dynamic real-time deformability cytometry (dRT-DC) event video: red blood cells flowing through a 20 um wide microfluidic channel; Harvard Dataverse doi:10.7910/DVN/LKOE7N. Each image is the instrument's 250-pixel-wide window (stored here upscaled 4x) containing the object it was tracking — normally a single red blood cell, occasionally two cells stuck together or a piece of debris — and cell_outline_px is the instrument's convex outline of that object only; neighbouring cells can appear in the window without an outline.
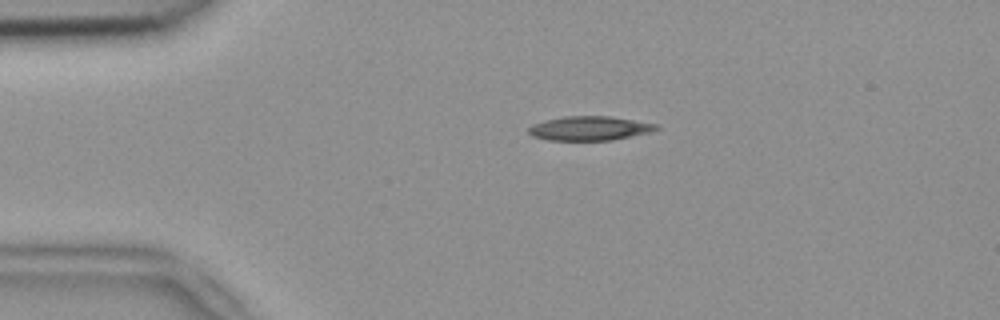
{"species": "common noctule bat (a hibernating species)", "species_latin": "Nyctalus noctula", "temperature_condition": "room temperature", "stored_images_in_passage": 45, "camera_frame_rate_fps": 3000, "um_per_image_px": 0.085, "animal": {"sex": "female", "body_mass_g": 18.4}, "frame": {"image": 1, "passage_image": 3, "time_ms": 0.667, "image_size_px": [1000, 320], "cell_outline_px": [[660, 128], [648, 132], [612, 140], [548, 140], [532, 136], [528, 132], [528, 128], [532, 124], [544, 120], [564, 116], [612, 116], [660, 124]], "centroid_in_image_um": [50.11, 10.89], "position_along_channel_um": 34.9, "area_um2": 18.09}}
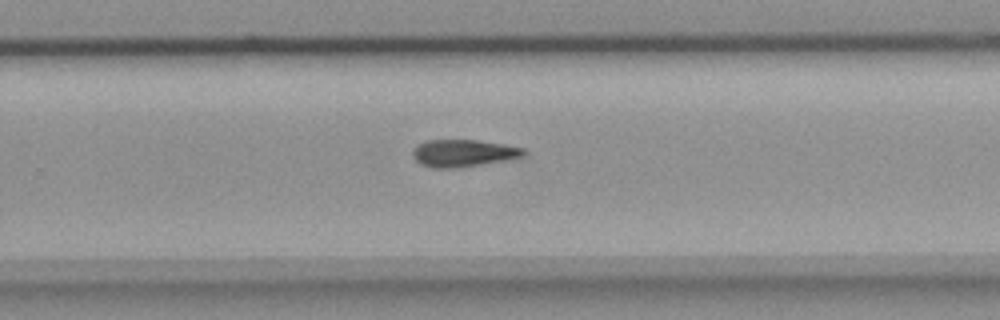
{"frame": {"image": 2, "passage_image": 26, "time_ms": 8.333, "image_size_px": [1000, 320], "cell_outline_px": [[528, 152], [524, 156], [504, 160], [460, 168], [432, 168], [420, 164], [412, 156], [412, 152], [416, 144], [428, 140], [476, 140], [504, 144], [524, 148]], "centroid_in_image_um": [39.36, 13.02], "position_along_channel_um": 290.4, "area_um2": 17.74}}
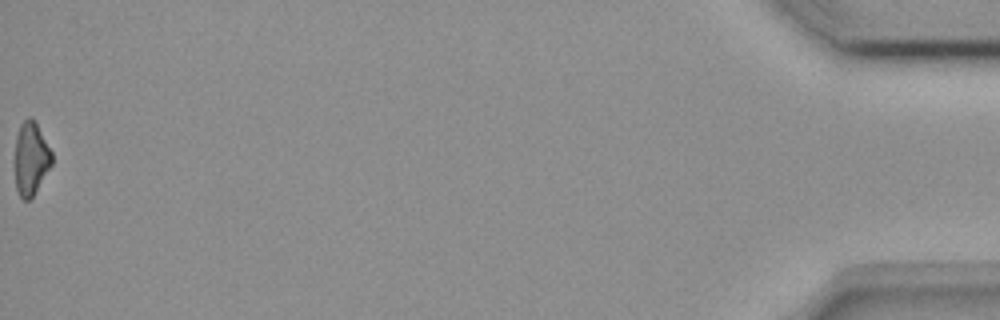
{"frame": {"image": 3, "passage_image": 45, "time_ms": 14.667, "image_size_px": [1000, 320], "cell_outline_px": [[52, 164], [32, 196], [28, 200], [24, 200], [20, 196], [16, 188], [16, 136], [20, 124], [28, 116], [32, 116], [52, 152]], "centroid_in_image_um": [2.63, 13.44], "position_along_channel_um": 432.6, "area_um2": 15.37}, "authors_computed_cell_mechanics": {"area_um2": 17.8024, "velocity_mm_per_s": 3.8363, "shape_relaxation_time_tau1_ms": 9.6362, "shape_relaxation_time_tau2_ms": null, "deformation_change_tau1": 0.2018, "deformation_change_tau2": null}}